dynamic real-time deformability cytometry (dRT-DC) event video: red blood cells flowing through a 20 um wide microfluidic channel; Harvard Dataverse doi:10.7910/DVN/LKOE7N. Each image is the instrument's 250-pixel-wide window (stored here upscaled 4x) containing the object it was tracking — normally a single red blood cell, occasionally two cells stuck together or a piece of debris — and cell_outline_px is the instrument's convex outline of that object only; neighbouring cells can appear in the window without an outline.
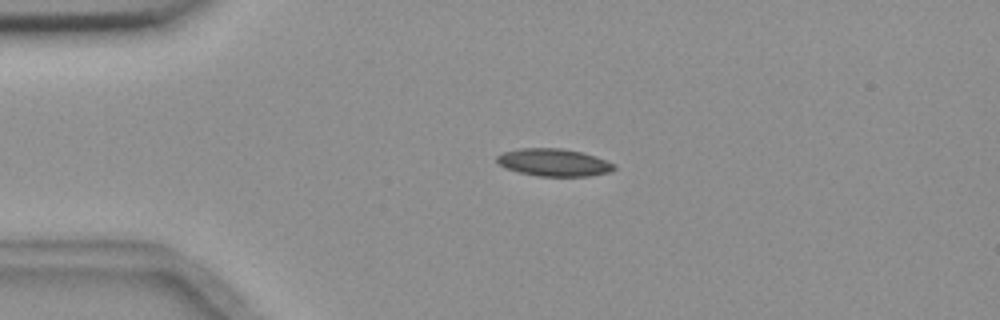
{"species": "common noctule bat (a hibernating species)", "species_latin": "Nyctalus noctula", "temperature_condition": "room temperature", "stored_images_in_passage": 2, "camera_frame_rate_fps": 3000, "um_per_image_px": 0.085, "animal": {"sex": "female", "body_mass_g": 18.4}, "frame": {"image": 1, "passage_image": 1, "time_ms": 0.0, "image_size_px": [1000, 320], "cell_outline_px": [[616, 168], [612, 172], [588, 176], [536, 176], [504, 168], [496, 160], [496, 156], [504, 152], [520, 148], [564, 148], [596, 156], [616, 164]], "centroid_in_image_um": [47.1, 13.81], "position_along_channel_um": 37.9, "area_um2": 18.9}}